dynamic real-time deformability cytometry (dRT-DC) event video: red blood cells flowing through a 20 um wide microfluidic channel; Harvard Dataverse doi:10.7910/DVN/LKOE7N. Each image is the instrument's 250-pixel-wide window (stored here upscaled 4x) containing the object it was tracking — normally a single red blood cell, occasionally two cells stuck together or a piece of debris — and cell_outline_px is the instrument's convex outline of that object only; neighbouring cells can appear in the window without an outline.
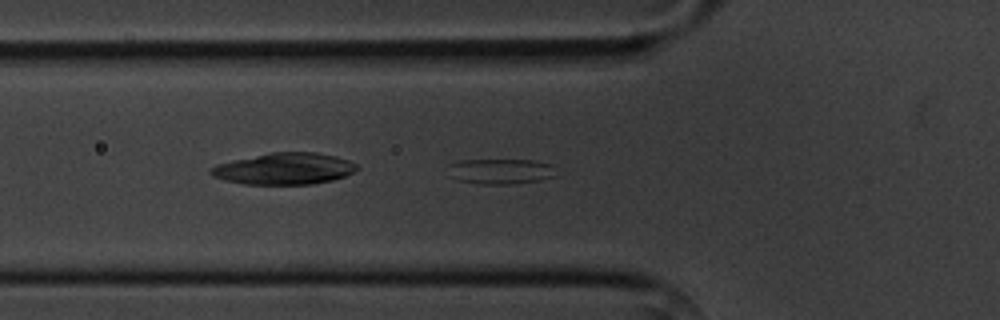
{"species": "common noctule bat (a hibernating species)", "species_latin": "Nyctalus noctula", "temperature_condition": "cold", "stored_images_in_passage": 6, "camera_frame_rate_fps": 3000, "um_per_image_px": 0.085, "animal": {"sex": "male", "body_mass_g": 20.1, "forearm_length_mm": 53.5}, "frame": {"image": 1, "passage_image": 5, "time_ms": 4.667, "image_size_px": [1000, 320], "cell_outline_px": [[556, 176], [540, 180], [508, 184], [480, 184], [456, 180], [448, 176], [448, 164], [460, 160], [532, 160], [548, 164]], "centroid_in_image_um": [42.43, 14.57], "position_along_channel_um": 83.4, "area_um2": 15.9}}
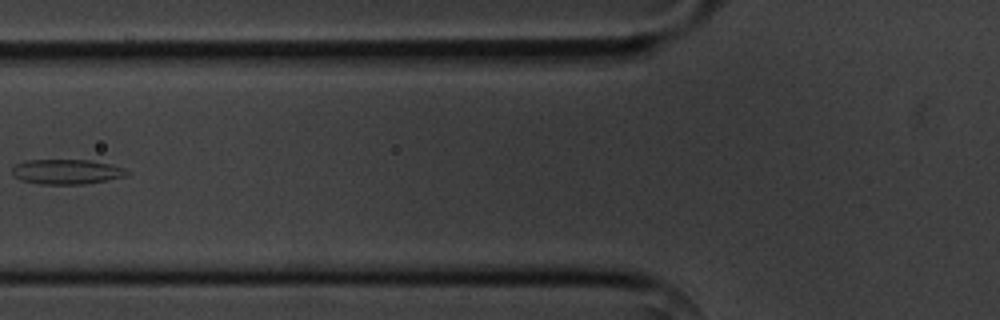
{"frame": {"image": 2, "passage_image": 6, "time_ms": 5.667, "image_size_px": [1000, 320], "cell_outline_px": [[132, 172], [124, 176], [108, 180], [80, 184], [40, 184], [20, 180], [12, 176], [12, 168], [16, 164], [28, 160], [92, 160], [112, 164], [124, 168]], "centroid_in_image_um": [5.67, 14.59], "position_along_channel_um": 120.1, "area_um2": 16.76}}